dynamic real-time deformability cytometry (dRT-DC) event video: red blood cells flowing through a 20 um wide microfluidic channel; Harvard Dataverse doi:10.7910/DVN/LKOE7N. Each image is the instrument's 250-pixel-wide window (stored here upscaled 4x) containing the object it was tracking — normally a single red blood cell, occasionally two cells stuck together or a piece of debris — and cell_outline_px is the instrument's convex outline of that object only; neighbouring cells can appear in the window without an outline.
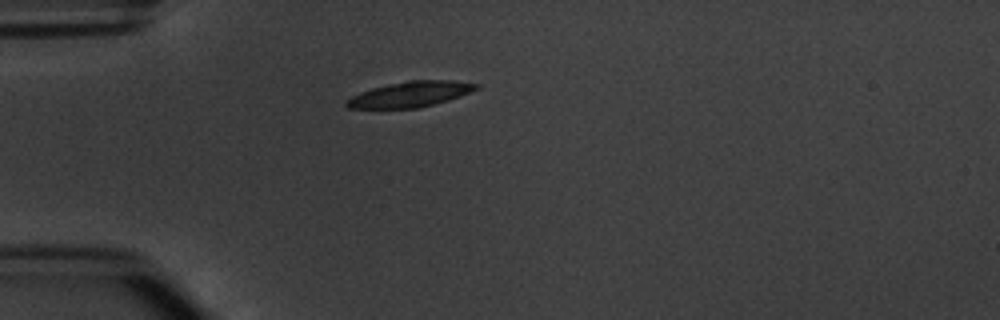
{"species": "common noctule bat (a hibernating species)", "species_latin": "Nyctalus noctula", "temperature_condition": "warm", "stored_images_in_passage": 1, "camera_frame_rate_fps": 3000, "um_per_image_px": 0.085, "animal": {"sex": "male", "body_mass_g": 20.1, "forearm_length_mm": 53.5}, "frame": {"image": 1, "passage_image": 1, "time_ms": 0.0, "image_size_px": [1000, 320], "cell_outline_px": [[480, 88], [460, 96], [448, 100], [416, 108], [348, 108], [344, 104], [344, 100], [360, 92], [372, 88], [388, 84], [412, 80], [452, 80], [480, 84]], "centroid_in_image_um": [34.86, 8.0], "position_along_channel_um": 50.1, "area_um2": 19.19}}